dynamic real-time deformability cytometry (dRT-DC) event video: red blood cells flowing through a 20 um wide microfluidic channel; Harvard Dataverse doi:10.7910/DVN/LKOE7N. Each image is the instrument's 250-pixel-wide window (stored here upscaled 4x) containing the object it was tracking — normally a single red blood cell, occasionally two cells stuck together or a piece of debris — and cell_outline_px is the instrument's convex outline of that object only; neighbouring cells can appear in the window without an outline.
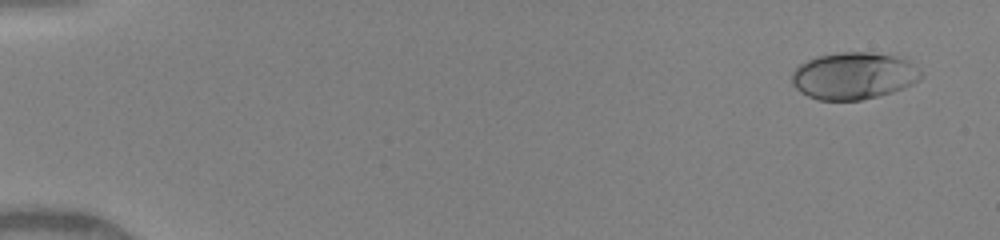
{"species": "human", "species_latin": "Homo sapiens", "temperature_condition": "warm", "stored_images_in_passage": 21, "camera_frame_rate_fps": 3000, "um_per_image_px": 0.085, "donor": {"sex": "female"}, "frame": {"image": 1, "passage_image": 1, "time_ms": 0.0, "image_size_px": [1000, 240], "cell_outline_px": [[924, 76], [920, 80], [904, 88], [892, 92], [860, 100], [820, 100], [808, 96], [800, 92], [792, 84], [792, 72], [800, 64], [816, 56], [840, 52], [872, 52], [896, 56], [908, 60], [920, 68]], "centroid_in_image_um": [72.59, 6.43], "position_along_channel_um": 12.4, "area_um2": 35.6}}
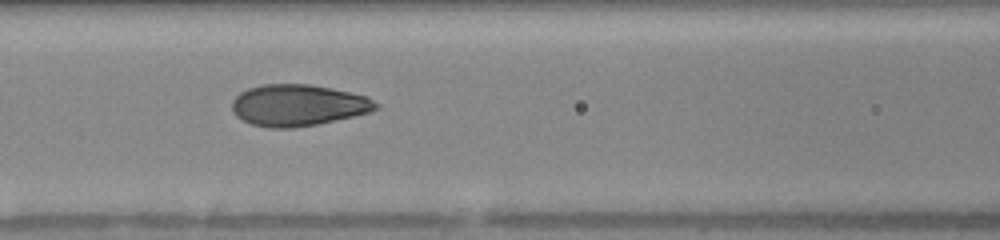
{"frame": {"image": 2, "passage_image": 12, "time_ms": 6.667, "image_size_px": [1000, 240], "cell_outline_px": [[380, 108], [372, 112], [316, 124], [292, 128], [268, 128], [252, 124], [236, 116], [232, 112], [232, 100], [240, 92], [248, 88], [264, 84], [308, 84], [332, 88], [368, 96], [380, 104]], "centroid_in_image_um": [25.36, 8.94], "position_along_channel_um": 141.2, "area_um2": 34.97}}
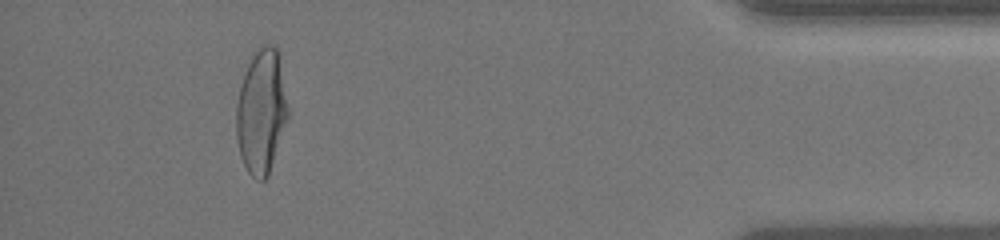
{"frame": {"image": 3, "passage_image": 21, "time_ms": 14.333, "image_size_px": [1000, 240], "cell_outline_px": [[288, 116], [268, 176], [264, 180], [256, 180], [248, 172], [240, 156], [236, 140], [236, 108], [240, 88], [252, 52], [260, 44], [272, 44], [276, 48], [288, 108]], "centroid_in_image_um": [22.18, 9.49], "position_along_channel_um": 413.0, "area_um2": 36.99}, "authors_computed_cell_mechanics": {"area_um2": 34.7956, "velocity_mm_per_s": 4.178, "shape_relaxation_time_tau1_ms": 3.3344, "shape_relaxation_time_tau2_ms": null, "deformation_change_tau1": 0.1881, "deformation_change_tau2": null}}